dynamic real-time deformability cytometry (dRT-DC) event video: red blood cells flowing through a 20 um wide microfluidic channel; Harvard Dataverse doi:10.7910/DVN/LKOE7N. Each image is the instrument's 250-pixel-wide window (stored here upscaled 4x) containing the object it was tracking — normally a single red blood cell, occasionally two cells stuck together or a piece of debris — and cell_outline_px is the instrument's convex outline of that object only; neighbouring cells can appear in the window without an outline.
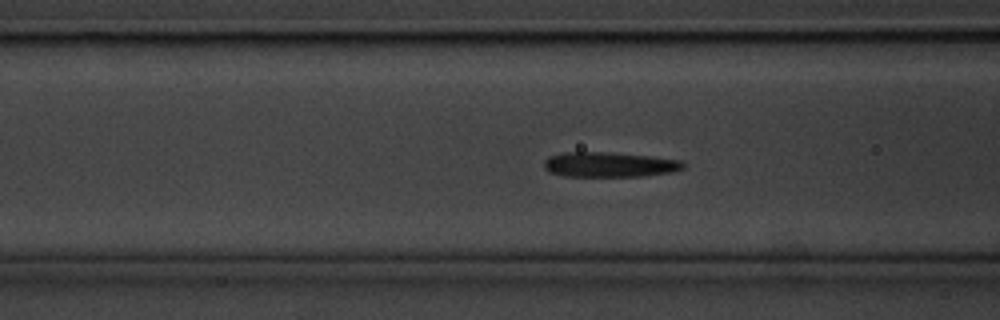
{"species": "common noctule bat (a hibernating species)", "species_latin": "Nyctalus noctula", "temperature_condition": "cold", "stored_images_in_passage": 45, "segment_of_instrument_passage": [1, 2], "camera_frame_rate_fps": 3000, "um_per_image_px": 0.085, "animal": {"sex": "male", "body_mass_g": 20.1, "forearm_length_mm": 53.5}, "frame": {"image": 1, "passage_image": 9, "time_ms": 2.667, "image_size_px": [1000, 320], "cell_outline_px": [[684, 168], [672, 172], [644, 176], [564, 176], [548, 172], [544, 168], [544, 160], [548, 156], [564, 152], [612, 152], [652, 156], [680, 160], [684, 164]], "centroid_in_image_um": [51.77, 13.98], "position_along_channel_um": 114.8, "area_um2": 20.46}}
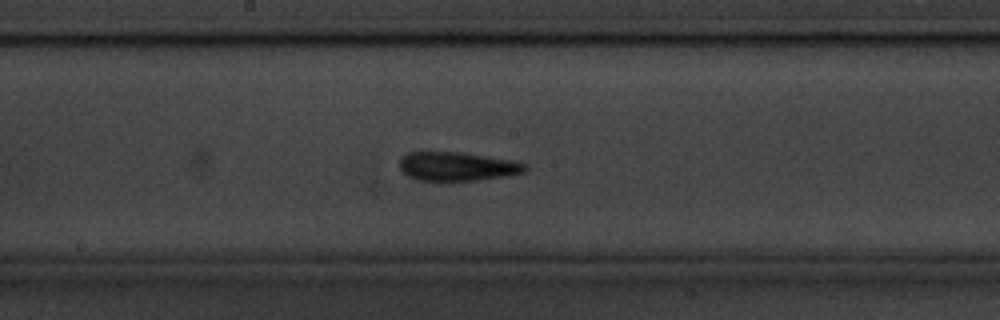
{"frame": {"image": 2, "passage_image": 17, "time_ms": 5.333, "image_size_px": [1000, 320], "cell_outline_px": [[528, 168], [524, 172], [508, 176], [480, 180], [440, 184], [416, 180], [400, 172], [400, 160], [408, 152], [456, 152], [512, 160], [528, 164]], "centroid_in_image_um": [38.83, 14.21], "position_along_channel_um": 209.4, "area_um2": 21.96}}
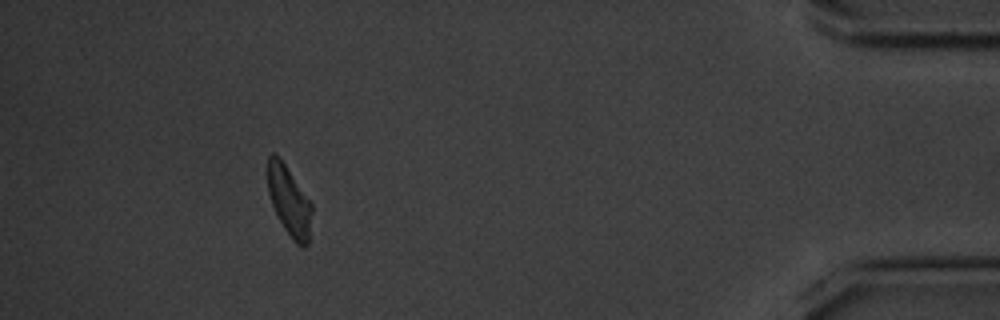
{"frame": {"image": 3, "passage_image": 39, "time_ms": 12.667, "image_size_px": [1000, 320], "cell_outline_px": [[312, 212], [308, 244], [304, 248], [300, 248], [292, 240], [284, 228], [272, 204], [268, 192], [268, 156], [272, 152], [276, 152], [312, 204]], "centroid_in_image_um": [24.58, 17.11], "position_along_channel_um": 410.6, "area_um2": 17.8}}